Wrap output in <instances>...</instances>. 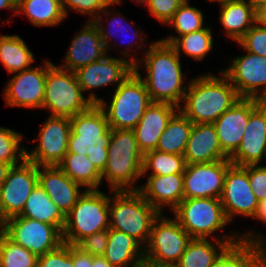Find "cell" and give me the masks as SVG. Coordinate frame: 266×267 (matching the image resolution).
Listing matches in <instances>:
<instances>
[{"label": "cell", "mask_w": 266, "mask_h": 267, "mask_svg": "<svg viewBox=\"0 0 266 267\" xmlns=\"http://www.w3.org/2000/svg\"><path fill=\"white\" fill-rule=\"evenodd\" d=\"M141 63V64H140ZM140 67H145L146 76L142 78ZM134 71L146 85L152 102L169 103L181 106L187 86H183L185 76L182 72L180 57L176 50L161 40L149 43L143 59L134 65Z\"/></svg>", "instance_id": "cell-1"}, {"label": "cell", "mask_w": 266, "mask_h": 267, "mask_svg": "<svg viewBox=\"0 0 266 267\" xmlns=\"http://www.w3.org/2000/svg\"><path fill=\"white\" fill-rule=\"evenodd\" d=\"M206 74L190 79L184 105L179 107V111L192 123L213 124L241 98L222 72L220 77Z\"/></svg>", "instance_id": "cell-2"}, {"label": "cell", "mask_w": 266, "mask_h": 267, "mask_svg": "<svg viewBox=\"0 0 266 267\" xmlns=\"http://www.w3.org/2000/svg\"><path fill=\"white\" fill-rule=\"evenodd\" d=\"M71 132L67 153L87 155L102 172L106 166L112 129L98 104L70 118Z\"/></svg>", "instance_id": "cell-3"}, {"label": "cell", "mask_w": 266, "mask_h": 267, "mask_svg": "<svg viewBox=\"0 0 266 267\" xmlns=\"http://www.w3.org/2000/svg\"><path fill=\"white\" fill-rule=\"evenodd\" d=\"M142 165L143 154L133 129H112L106 166L101 172L110 190H139L135 184L142 177Z\"/></svg>", "instance_id": "cell-4"}, {"label": "cell", "mask_w": 266, "mask_h": 267, "mask_svg": "<svg viewBox=\"0 0 266 267\" xmlns=\"http://www.w3.org/2000/svg\"><path fill=\"white\" fill-rule=\"evenodd\" d=\"M110 193L113 196L109 200V228L131 236L145 248L152 224L160 213L138 190H110Z\"/></svg>", "instance_id": "cell-5"}, {"label": "cell", "mask_w": 266, "mask_h": 267, "mask_svg": "<svg viewBox=\"0 0 266 267\" xmlns=\"http://www.w3.org/2000/svg\"><path fill=\"white\" fill-rule=\"evenodd\" d=\"M100 101L94 92L84 97L75 72L62 69L47 60L43 109H48L50 116L72 118Z\"/></svg>", "instance_id": "cell-6"}, {"label": "cell", "mask_w": 266, "mask_h": 267, "mask_svg": "<svg viewBox=\"0 0 266 267\" xmlns=\"http://www.w3.org/2000/svg\"><path fill=\"white\" fill-rule=\"evenodd\" d=\"M109 200L100 190H86L65 215L63 242L77 245L85 237L109 229Z\"/></svg>", "instance_id": "cell-7"}, {"label": "cell", "mask_w": 266, "mask_h": 267, "mask_svg": "<svg viewBox=\"0 0 266 267\" xmlns=\"http://www.w3.org/2000/svg\"><path fill=\"white\" fill-rule=\"evenodd\" d=\"M110 104L101 99L98 105L106 114L111 129H134L152 100L141 77L133 71L117 88Z\"/></svg>", "instance_id": "cell-8"}, {"label": "cell", "mask_w": 266, "mask_h": 267, "mask_svg": "<svg viewBox=\"0 0 266 267\" xmlns=\"http://www.w3.org/2000/svg\"><path fill=\"white\" fill-rule=\"evenodd\" d=\"M172 213L192 238L209 239L229 223L217 198H184Z\"/></svg>", "instance_id": "cell-9"}, {"label": "cell", "mask_w": 266, "mask_h": 267, "mask_svg": "<svg viewBox=\"0 0 266 267\" xmlns=\"http://www.w3.org/2000/svg\"><path fill=\"white\" fill-rule=\"evenodd\" d=\"M1 230L16 244L37 257L63 243L62 232L55 226L31 218L15 216L6 220Z\"/></svg>", "instance_id": "cell-10"}, {"label": "cell", "mask_w": 266, "mask_h": 267, "mask_svg": "<svg viewBox=\"0 0 266 267\" xmlns=\"http://www.w3.org/2000/svg\"><path fill=\"white\" fill-rule=\"evenodd\" d=\"M160 213L154 220L144 256L159 262L177 264L192 237L175 218L164 217Z\"/></svg>", "instance_id": "cell-11"}, {"label": "cell", "mask_w": 266, "mask_h": 267, "mask_svg": "<svg viewBox=\"0 0 266 267\" xmlns=\"http://www.w3.org/2000/svg\"><path fill=\"white\" fill-rule=\"evenodd\" d=\"M121 50V54L125 59L115 58L109 53L98 61H94L89 65L77 69L75 72L77 81L84 94L86 91H94L96 88L105 87L107 85H115L117 88L128 76L134 71V65L137 64L138 59L136 55H130L129 49ZM93 89V90H92Z\"/></svg>", "instance_id": "cell-12"}, {"label": "cell", "mask_w": 266, "mask_h": 267, "mask_svg": "<svg viewBox=\"0 0 266 267\" xmlns=\"http://www.w3.org/2000/svg\"><path fill=\"white\" fill-rule=\"evenodd\" d=\"M70 132V118L49 116L40 128L35 149L26 150V159L37 166H57L68 151Z\"/></svg>", "instance_id": "cell-13"}, {"label": "cell", "mask_w": 266, "mask_h": 267, "mask_svg": "<svg viewBox=\"0 0 266 267\" xmlns=\"http://www.w3.org/2000/svg\"><path fill=\"white\" fill-rule=\"evenodd\" d=\"M38 184V166L26 158L12 166L4 183L0 186V203L7 219L19 216L28 196Z\"/></svg>", "instance_id": "cell-14"}, {"label": "cell", "mask_w": 266, "mask_h": 267, "mask_svg": "<svg viewBox=\"0 0 266 267\" xmlns=\"http://www.w3.org/2000/svg\"><path fill=\"white\" fill-rule=\"evenodd\" d=\"M220 200L229 223L236 215L253 218L257 210L258 199L250 186L248 165L231 164L228 167Z\"/></svg>", "instance_id": "cell-15"}, {"label": "cell", "mask_w": 266, "mask_h": 267, "mask_svg": "<svg viewBox=\"0 0 266 267\" xmlns=\"http://www.w3.org/2000/svg\"><path fill=\"white\" fill-rule=\"evenodd\" d=\"M231 62L232 65L221 72L235 87L238 95L241 98L266 101V57L247 51L246 55L236 56Z\"/></svg>", "instance_id": "cell-16"}, {"label": "cell", "mask_w": 266, "mask_h": 267, "mask_svg": "<svg viewBox=\"0 0 266 267\" xmlns=\"http://www.w3.org/2000/svg\"><path fill=\"white\" fill-rule=\"evenodd\" d=\"M229 159L212 163L186 164L183 173L184 198H217L223 192Z\"/></svg>", "instance_id": "cell-17"}, {"label": "cell", "mask_w": 266, "mask_h": 267, "mask_svg": "<svg viewBox=\"0 0 266 267\" xmlns=\"http://www.w3.org/2000/svg\"><path fill=\"white\" fill-rule=\"evenodd\" d=\"M43 66L31 67L14 73L4 88V98L7 106L24 108H43L45 81L47 75V60Z\"/></svg>", "instance_id": "cell-18"}, {"label": "cell", "mask_w": 266, "mask_h": 267, "mask_svg": "<svg viewBox=\"0 0 266 267\" xmlns=\"http://www.w3.org/2000/svg\"><path fill=\"white\" fill-rule=\"evenodd\" d=\"M262 102L256 98H240L213 123L221 149L228 158L239 148L250 114Z\"/></svg>", "instance_id": "cell-19"}, {"label": "cell", "mask_w": 266, "mask_h": 267, "mask_svg": "<svg viewBox=\"0 0 266 267\" xmlns=\"http://www.w3.org/2000/svg\"><path fill=\"white\" fill-rule=\"evenodd\" d=\"M266 159V101H263L249 117L241 144L229 158L235 165L260 164Z\"/></svg>", "instance_id": "cell-20"}, {"label": "cell", "mask_w": 266, "mask_h": 267, "mask_svg": "<svg viewBox=\"0 0 266 267\" xmlns=\"http://www.w3.org/2000/svg\"><path fill=\"white\" fill-rule=\"evenodd\" d=\"M265 239L254 231L239 233V240L228 245L211 267H266Z\"/></svg>", "instance_id": "cell-21"}, {"label": "cell", "mask_w": 266, "mask_h": 267, "mask_svg": "<svg viewBox=\"0 0 266 267\" xmlns=\"http://www.w3.org/2000/svg\"><path fill=\"white\" fill-rule=\"evenodd\" d=\"M106 47L100 36L98 27L93 21H87L83 29L72 39L60 68L70 71L89 65L107 55Z\"/></svg>", "instance_id": "cell-22"}, {"label": "cell", "mask_w": 266, "mask_h": 267, "mask_svg": "<svg viewBox=\"0 0 266 267\" xmlns=\"http://www.w3.org/2000/svg\"><path fill=\"white\" fill-rule=\"evenodd\" d=\"M38 184L66 215L86 189L71 180L58 166H38ZM80 188L84 190H80ZM81 191V192H80Z\"/></svg>", "instance_id": "cell-23"}, {"label": "cell", "mask_w": 266, "mask_h": 267, "mask_svg": "<svg viewBox=\"0 0 266 267\" xmlns=\"http://www.w3.org/2000/svg\"><path fill=\"white\" fill-rule=\"evenodd\" d=\"M179 108L169 103L152 102L133 129L142 154L156 149L158 140L169 120Z\"/></svg>", "instance_id": "cell-24"}, {"label": "cell", "mask_w": 266, "mask_h": 267, "mask_svg": "<svg viewBox=\"0 0 266 267\" xmlns=\"http://www.w3.org/2000/svg\"><path fill=\"white\" fill-rule=\"evenodd\" d=\"M139 192L159 213L164 206L173 211L184 199L183 173L147 176V182L140 185Z\"/></svg>", "instance_id": "cell-25"}, {"label": "cell", "mask_w": 266, "mask_h": 267, "mask_svg": "<svg viewBox=\"0 0 266 267\" xmlns=\"http://www.w3.org/2000/svg\"><path fill=\"white\" fill-rule=\"evenodd\" d=\"M186 164L212 163L229 159L222 151L213 124L193 123L184 153Z\"/></svg>", "instance_id": "cell-26"}, {"label": "cell", "mask_w": 266, "mask_h": 267, "mask_svg": "<svg viewBox=\"0 0 266 267\" xmlns=\"http://www.w3.org/2000/svg\"><path fill=\"white\" fill-rule=\"evenodd\" d=\"M239 240V234L216 236L209 239L192 238L182 254L178 267H211L222 251Z\"/></svg>", "instance_id": "cell-27"}, {"label": "cell", "mask_w": 266, "mask_h": 267, "mask_svg": "<svg viewBox=\"0 0 266 267\" xmlns=\"http://www.w3.org/2000/svg\"><path fill=\"white\" fill-rule=\"evenodd\" d=\"M103 257L114 267H138L144 257V248L131 236L109 228Z\"/></svg>", "instance_id": "cell-28"}, {"label": "cell", "mask_w": 266, "mask_h": 267, "mask_svg": "<svg viewBox=\"0 0 266 267\" xmlns=\"http://www.w3.org/2000/svg\"><path fill=\"white\" fill-rule=\"evenodd\" d=\"M219 20L226 35L238 42L255 24V9L244 0L220 5Z\"/></svg>", "instance_id": "cell-29"}, {"label": "cell", "mask_w": 266, "mask_h": 267, "mask_svg": "<svg viewBox=\"0 0 266 267\" xmlns=\"http://www.w3.org/2000/svg\"><path fill=\"white\" fill-rule=\"evenodd\" d=\"M19 216L55 225L61 232L65 225V215L39 184L28 196Z\"/></svg>", "instance_id": "cell-30"}, {"label": "cell", "mask_w": 266, "mask_h": 267, "mask_svg": "<svg viewBox=\"0 0 266 267\" xmlns=\"http://www.w3.org/2000/svg\"><path fill=\"white\" fill-rule=\"evenodd\" d=\"M18 14H26L37 27L57 26L66 19L61 0H17Z\"/></svg>", "instance_id": "cell-31"}, {"label": "cell", "mask_w": 266, "mask_h": 267, "mask_svg": "<svg viewBox=\"0 0 266 267\" xmlns=\"http://www.w3.org/2000/svg\"><path fill=\"white\" fill-rule=\"evenodd\" d=\"M57 166L86 190H99L101 182L103 183L101 172L87 155L66 153Z\"/></svg>", "instance_id": "cell-32"}, {"label": "cell", "mask_w": 266, "mask_h": 267, "mask_svg": "<svg viewBox=\"0 0 266 267\" xmlns=\"http://www.w3.org/2000/svg\"><path fill=\"white\" fill-rule=\"evenodd\" d=\"M34 61V54L19 35H0V62L9 73L27 70Z\"/></svg>", "instance_id": "cell-33"}, {"label": "cell", "mask_w": 266, "mask_h": 267, "mask_svg": "<svg viewBox=\"0 0 266 267\" xmlns=\"http://www.w3.org/2000/svg\"><path fill=\"white\" fill-rule=\"evenodd\" d=\"M192 126L193 123L178 110L169 120L166 129L161 134L156 150L184 155Z\"/></svg>", "instance_id": "cell-34"}, {"label": "cell", "mask_w": 266, "mask_h": 267, "mask_svg": "<svg viewBox=\"0 0 266 267\" xmlns=\"http://www.w3.org/2000/svg\"><path fill=\"white\" fill-rule=\"evenodd\" d=\"M212 27H204L201 30L185 34L170 44L181 58V51L196 61H202L213 49Z\"/></svg>", "instance_id": "cell-35"}, {"label": "cell", "mask_w": 266, "mask_h": 267, "mask_svg": "<svg viewBox=\"0 0 266 267\" xmlns=\"http://www.w3.org/2000/svg\"><path fill=\"white\" fill-rule=\"evenodd\" d=\"M186 162L183 155L170 154L153 150L143 155L142 176H146L149 170L151 175H170L184 173Z\"/></svg>", "instance_id": "cell-36"}, {"label": "cell", "mask_w": 266, "mask_h": 267, "mask_svg": "<svg viewBox=\"0 0 266 267\" xmlns=\"http://www.w3.org/2000/svg\"><path fill=\"white\" fill-rule=\"evenodd\" d=\"M203 21L204 16L201 9L190 6L189 0H185L174 13L173 18L167 23V25L173 26L178 35H171L160 40L171 44L176 37L203 29L205 27Z\"/></svg>", "instance_id": "cell-37"}, {"label": "cell", "mask_w": 266, "mask_h": 267, "mask_svg": "<svg viewBox=\"0 0 266 267\" xmlns=\"http://www.w3.org/2000/svg\"><path fill=\"white\" fill-rule=\"evenodd\" d=\"M38 257L0 229V267H36Z\"/></svg>", "instance_id": "cell-38"}, {"label": "cell", "mask_w": 266, "mask_h": 267, "mask_svg": "<svg viewBox=\"0 0 266 267\" xmlns=\"http://www.w3.org/2000/svg\"><path fill=\"white\" fill-rule=\"evenodd\" d=\"M120 3H122V0H110V3L105 7V9L95 18V20L93 21L95 24H96V26L98 27V30H99V32H100V36H101V38H102V41H103V43H104V46L106 47V50H107V53H108V50L110 49V47H111V37H112V35H116L118 32H120L121 34H122V32L123 33H125V32H128V30L129 29H127L126 27H125V23L123 22V17H121V15H122V13L121 14H119V13H115L116 15L114 16V18L113 17H111V18H109L110 16H111V11L109 12V10H107V9H109L108 7L110 6H113V5H116V4H120ZM101 14H104L105 15V17H106V19H110V21L108 20V26L110 27H112V28H114L115 26H117V30L115 31V34H113V32L111 31L112 30V28L110 27V29H107V28H105V26H104V23H103V18L101 17ZM110 15V16H109ZM117 16V17H116ZM112 20V21H111ZM122 20V21H121ZM125 27V28H124ZM127 27H128V25H127ZM105 28V29H104ZM115 28L113 29V30H115ZM119 28V29H118ZM107 29V30H106ZM108 30H110V31H108ZM119 30V31H118ZM137 32H135V33H133L135 36L137 35L138 36V38H137V36H136V38H131V39H133V40H131V42L132 41H135V42H137L138 40H139V45L138 46H136V48L137 49H142V43H143V39L145 38V36H143V34L144 33H141V34H139L138 32H140V30L139 29H137L136 30ZM131 32H132V30H131ZM120 35V34H119ZM117 36V35H116ZM134 36V37H135ZM114 37V36H113ZM131 37V36H130ZM124 38H126V36L124 37ZM128 41H130V40H128ZM128 43V42H127ZM130 43V42H129Z\"/></svg>", "instance_id": "cell-39"}, {"label": "cell", "mask_w": 266, "mask_h": 267, "mask_svg": "<svg viewBox=\"0 0 266 267\" xmlns=\"http://www.w3.org/2000/svg\"><path fill=\"white\" fill-rule=\"evenodd\" d=\"M22 133L9 128L0 127V161L12 166L20 164L26 158V149L21 147Z\"/></svg>", "instance_id": "cell-40"}, {"label": "cell", "mask_w": 266, "mask_h": 267, "mask_svg": "<svg viewBox=\"0 0 266 267\" xmlns=\"http://www.w3.org/2000/svg\"><path fill=\"white\" fill-rule=\"evenodd\" d=\"M109 3L110 0H61L62 9L66 18L70 9L84 16H89L88 18L90 19L88 21H94Z\"/></svg>", "instance_id": "cell-41"}, {"label": "cell", "mask_w": 266, "mask_h": 267, "mask_svg": "<svg viewBox=\"0 0 266 267\" xmlns=\"http://www.w3.org/2000/svg\"><path fill=\"white\" fill-rule=\"evenodd\" d=\"M36 267H73L70 245L63 242L56 249L39 256Z\"/></svg>", "instance_id": "cell-42"}, {"label": "cell", "mask_w": 266, "mask_h": 267, "mask_svg": "<svg viewBox=\"0 0 266 267\" xmlns=\"http://www.w3.org/2000/svg\"><path fill=\"white\" fill-rule=\"evenodd\" d=\"M250 53L266 57V30L254 24L237 42Z\"/></svg>", "instance_id": "cell-43"}, {"label": "cell", "mask_w": 266, "mask_h": 267, "mask_svg": "<svg viewBox=\"0 0 266 267\" xmlns=\"http://www.w3.org/2000/svg\"><path fill=\"white\" fill-rule=\"evenodd\" d=\"M185 0H149L146 7L159 22L167 24Z\"/></svg>", "instance_id": "cell-44"}, {"label": "cell", "mask_w": 266, "mask_h": 267, "mask_svg": "<svg viewBox=\"0 0 266 267\" xmlns=\"http://www.w3.org/2000/svg\"><path fill=\"white\" fill-rule=\"evenodd\" d=\"M108 243V229L82 239L76 246L91 256H104Z\"/></svg>", "instance_id": "cell-45"}, {"label": "cell", "mask_w": 266, "mask_h": 267, "mask_svg": "<svg viewBox=\"0 0 266 267\" xmlns=\"http://www.w3.org/2000/svg\"><path fill=\"white\" fill-rule=\"evenodd\" d=\"M248 177L258 201L266 198V165L249 164Z\"/></svg>", "instance_id": "cell-46"}, {"label": "cell", "mask_w": 266, "mask_h": 267, "mask_svg": "<svg viewBox=\"0 0 266 267\" xmlns=\"http://www.w3.org/2000/svg\"><path fill=\"white\" fill-rule=\"evenodd\" d=\"M70 256L73 258V267H90L93 264V256L83 252L76 245H70Z\"/></svg>", "instance_id": "cell-47"}, {"label": "cell", "mask_w": 266, "mask_h": 267, "mask_svg": "<svg viewBox=\"0 0 266 267\" xmlns=\"http://www.w3.org/2000/svg\"><path fill=\"white\" fill-rule=\"evenodd\" d=\"M138 267H178V265L175 263L159 262L144 256L138 264Z\"/></svg>", "instance_id": "cell-48"}, {"label": "cell", "mask_w": 266, "mask_h": 267, "mask_svg": "<svg viewBox=\"0 0 266 267\" xmlns=\"http://www.w3.org/2000/svg\"><path fill=\"white\" fill-rule=\"evenodd\" d=\"M255 24L266 30V4L255 9Z\"/></svg>", "instance_id": "cell-49"}, {"label": "cell", "mask_w": 266, "mask_h": 267, "mask_svg": "<svg viewBox=\"0 0 266 267\" xmlns=\"http://www.w3.org/2000/svg\"><path fill=\"white\" fill-rule=\"evenodd\" d=\"M253 218L266 224V198L258 201L257 210Z\"/></svg>", "instance_id": "cell-50"}, {"label": "cell", "mask_w": 266, "mask_h": 267, "mask_svg": "<svg viewBox=\"0 0 266 267\" xmlns=\"http://www.w3.org/2000/svg\"><path fill=\"white\" fill-rule=\"evenodd\" d=\"M10 9L16 15L17 12V0H0V10Z\"/></svg>", "instance_id": "cell-51"}, {"label": "cell", "mask_w": 266, "mask_h": 267, "mask_svg": "<svg viewBox=\"0 0 266 267\" xmlns=\"http://www.w3.org/2000/svg\"><path fill=\"white\" fill-rule=\"evenodd\" d=\"M11 167L12 165L5 163L3 161H0V186L4 183Z\"/></svg>", "instance_id": "cell-52"}, {"label": "cell", "mask_w": 266, "mask_h": 267, "mask_svg": "<svg viewBox=\"0 0 266 267\" xmlns=\"http://www.w3.org/2000/svg\"><path fill=\"white\" fill-rule=\"evenodd\" d=\"M90 267H114L103 256H93V264Z\"/></svg>", "instance_id": "cell-53"}, {"label": "cell", "mask_w": 266, "mask_h": 267, "mask_svg": "<svg viewBox=\"0 0 266 267\" xmlns=\"http://www.w3.org/2000/svg\"><path fill=\"white\" fill-rule=\"evenodd\" d=\"M244 1L248 2L254 9H256L261 5L266 4V0H244Z\"/></svg>", "instance_id": "cell-54"}, {"label": "cell", "mask_w": 266, "mask_h": 267, "mask_svg": "<svg viewBox=\"0 0 266 267\" xmlns=\"http://www.w3.org/2000/svg\"><path fill=\"white\" fill-rule=\"evenodd\" d=\"M4 226V215H3V210L1 207V203H0V229Z\"/></svg>", "instance_id": "cell-55"}, {"label": "cell", "mask_w": 266, "mask_h": 267, "mask_svg": "<svg viewBox=\"0 0 266 267\" xmlns=\"http://www.w3.org/2000/svg\"><path fill=\"white\" fill-rule=\"evenodd\" d=\"M208 1H210V2H218L219 5H223V4L235 1V0H208Z\"/></svg>", "instance_id": "cell-56"}, {"label": "cell", "mask_w": 266, "mask_h": 267, "mask_svg": "<svg viewBox=\"0 0 266 267\" xmlns=\"http://www.w3.org/2000/svg\"><path fill=\"white\" fill-rule=\"evenodd\" d=\"M133 1H135L136 3H139V4H144V5H147V3H148V1L149 0H133Z\"/></svg>", "instance_id": "cell-57"}]
</instances>
